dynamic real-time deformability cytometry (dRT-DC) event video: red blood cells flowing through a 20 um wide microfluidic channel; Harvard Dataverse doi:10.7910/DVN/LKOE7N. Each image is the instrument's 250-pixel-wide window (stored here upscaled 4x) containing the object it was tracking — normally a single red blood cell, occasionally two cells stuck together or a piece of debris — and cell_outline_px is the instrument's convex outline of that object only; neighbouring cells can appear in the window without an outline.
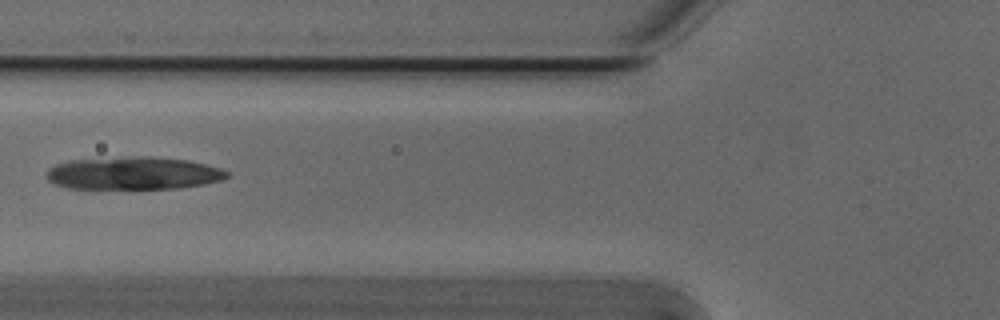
{"species": "Egyptian fruit bat (a non-hibernating species)", "species_latin": "Rousettus aegyptiacus", "temperature_condition": "cold", "stored_images_in_passage": 7, "camera_frame_rate_fps": 3000, "um_per_image_px": 0.085, "animal": {"sex": "male"}, "frame": {"image": 1, "passage_image": 6, "time_ms": 1.667, "image_size_px": [1000, 320], "cell_outline_px": [[228, 176], [220, 180], [204, 184], [180, 188], [68, 188], [56, 184], [48, 180], [48, 168], [56, 164], [72, 160], [136, 156], [152, 156], [188, 160], [220, 168], [228, 172]], "centroid_in_image_um": [11.35, 14.71], "position_along_channel_um": 114.4, "area_um2": 34.1}}